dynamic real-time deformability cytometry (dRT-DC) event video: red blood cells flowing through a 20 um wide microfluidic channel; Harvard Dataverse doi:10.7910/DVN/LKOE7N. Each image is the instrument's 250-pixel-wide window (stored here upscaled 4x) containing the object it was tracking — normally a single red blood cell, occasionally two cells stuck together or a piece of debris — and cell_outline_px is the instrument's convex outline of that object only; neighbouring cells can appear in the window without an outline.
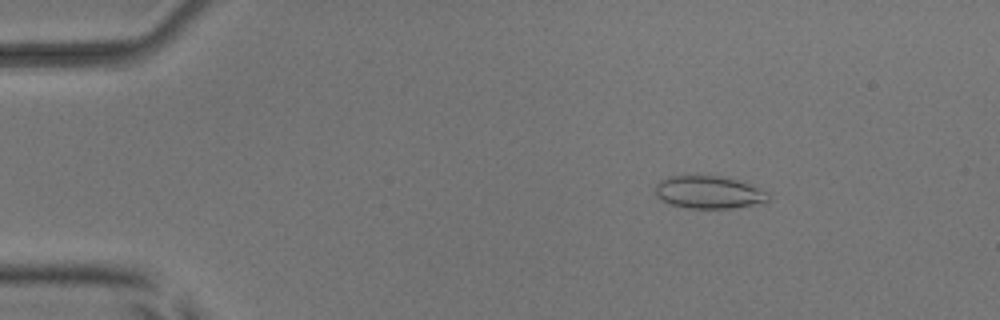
{"species": "common noctule bat (a hibernating species)", "species_latin": "Nyctalus noctula", "temperature_condition": "room temperature", "stored_images_in_passage": 53, "camera_frame_rate_fps": 3000, "um_per_image_px": 0.085, "animal": {"sex": "male", "body_mass_g": 17.9, "forearm_length_mm": 54.2}, "frame": {"image": 1, "passage_image": 8, "time_ms": 2.333, "image_size_px": [1000, 320], "cell_outline_px": [[768, 200], [764, 204], [728, 208], [688, 208], [672, 204], [656, 196], [656, 184], [660, 180], [668, 176], [720, 176], [736, 180], [748, 184], [764, 192], [768, 196]], "centroid_in_image_um": [60.23, 16.35], "position_along_channel_um": 24.8, "area_um2": 21.1}}
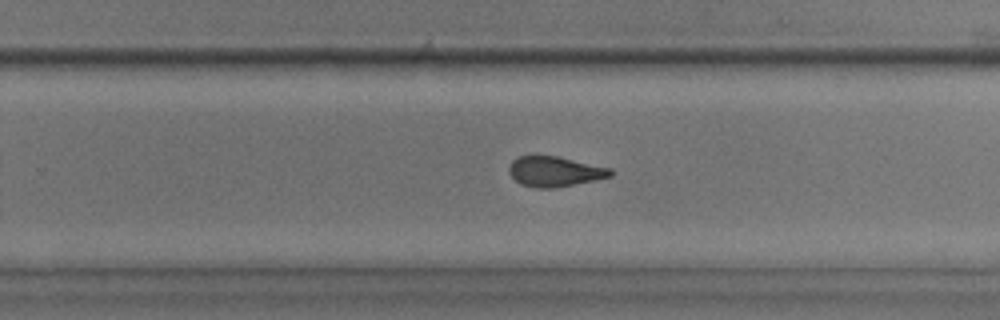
{"frame": {"image": 2, "passage_image": 34, "time_ms": 11.0, "image_size_px": [1000, 320], "cell_outline_px": [[612, 176], [556, 188], [536, 188], [520, 184], [508, 172], [508, 168], [512, 160], [520, 156], [532, 152], [560, 156], [612, 168]], "centroid_in_image_um": [47.11, 14.53], "position_along_channel_um": 282.7, "area_um2": 18.5}}
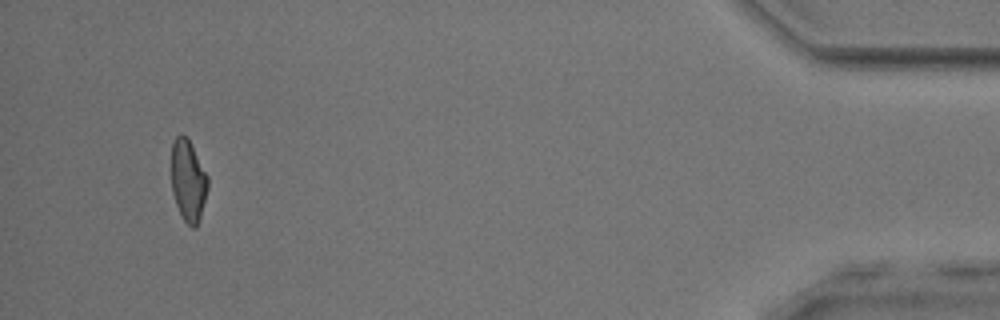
{"frame": {"image": 3, "passage_image": 50, "time_ms": 16.333, "image_size_px": [1000, 320], "cell_outline_px": [[208, 188], [200, 220], [196, 228], [192, 228], [184, 220], [176, 204], [172, 192], [172, 144], [176, 136], [188, 136], [208, 176]], "centroid_in_image_um": [16.01, 15.36], "position_along_channel_um": 419.2, "area_um2": 17.4}, "authors_computed_cell_mechanics": {"area_um2": 18.6116, "velocity_mm_per_s": 3.9129, "shape_relaxation_time_tau1_ms": null, "shape_relaxation_time_tau2_ms": 1.5798, "deformation_change_tau1": null, "deformation_change_tau2": 0.0829}}